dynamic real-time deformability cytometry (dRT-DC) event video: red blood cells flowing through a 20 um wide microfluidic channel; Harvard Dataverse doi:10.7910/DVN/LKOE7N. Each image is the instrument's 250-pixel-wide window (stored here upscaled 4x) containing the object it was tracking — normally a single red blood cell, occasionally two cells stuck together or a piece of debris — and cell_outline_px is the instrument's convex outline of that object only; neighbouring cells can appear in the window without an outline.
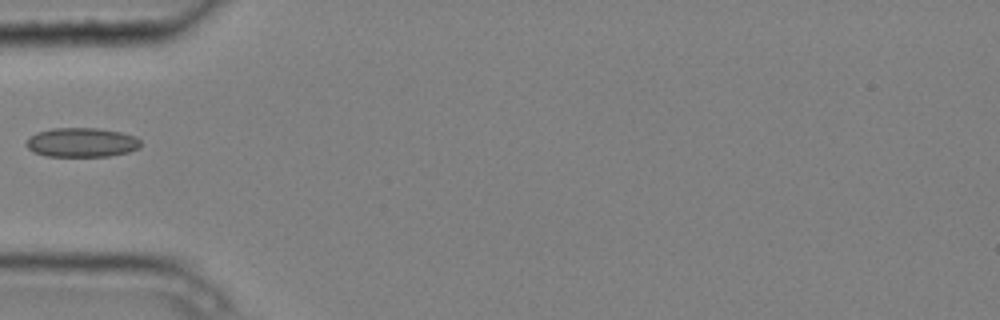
{"species": "common noctule bat (a hibernating species)", "species_latin": "Nyctalus noctula", "temperature_condition": "cold", "stored_images_in_passage": 5, "camera_frame_rate_fps": 3000, "um_per_image_px": 0.085, "animal": {"sex": "male", "body_mass_g": 20.4}, "frame": {"image": 1, "passage_image": 5, "time_ms": 1.333, "image_size_px": [1000, 320], "cell_outline_px": [[140, 148], [128, 152], [108, 156], [44, 156], [32, 152], [24, 144], [28, 136], [36, 132], [52, 128], [100, 128], [120, 132], [136, 136], [140, 140]], "centroid_in_image_um": [6.9, 12.1], "position_along_channel_um": 78.1, "area_um2": 19.83}}